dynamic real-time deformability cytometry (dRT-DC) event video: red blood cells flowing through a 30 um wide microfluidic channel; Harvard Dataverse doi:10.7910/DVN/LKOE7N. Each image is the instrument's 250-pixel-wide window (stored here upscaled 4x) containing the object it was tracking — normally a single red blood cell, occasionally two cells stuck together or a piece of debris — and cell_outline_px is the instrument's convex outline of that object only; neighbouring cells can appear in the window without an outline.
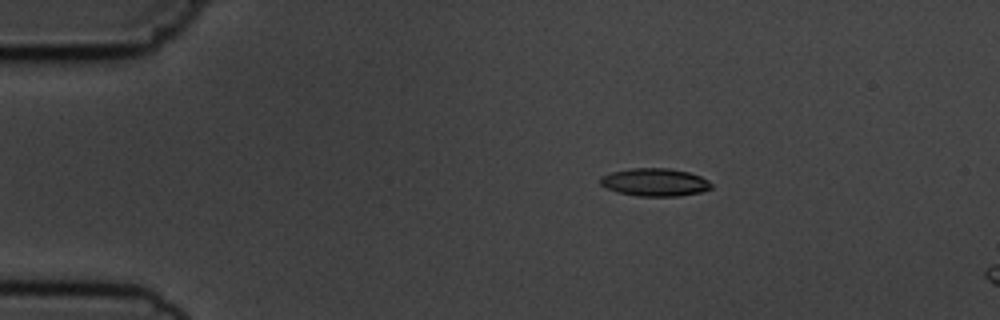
{"species": "common noctule bat (a hibernating species)", "species_latin": "Nyctalus noctula", "temperature_condition": "cold", "stored_images_in_passage": 3, "camera_frame_rate_fps": 3000, "um_per_image_px": 0.085, "animal": {"sex": "male", "body_mass_g": 19.5, "forearm_length_mm": 54.6}, "frame": {"image": 1, "passage_image": 1, "time_ms": 0.0, "image_size_px": [1000, 320], "cell_outline_px": [[712, 188], [700, 192], [676, 196], [636, 196], [616, 192], [600, 184], [600, 176], [612, 172], [632, 168], [668, 168], [688, 172], [700, 176], [708, 180], [712, 184]], "centroid_in_image_um": [55.65, 15.49], "position_along_channel_um": 29.4, "area_um2": 17.98}}